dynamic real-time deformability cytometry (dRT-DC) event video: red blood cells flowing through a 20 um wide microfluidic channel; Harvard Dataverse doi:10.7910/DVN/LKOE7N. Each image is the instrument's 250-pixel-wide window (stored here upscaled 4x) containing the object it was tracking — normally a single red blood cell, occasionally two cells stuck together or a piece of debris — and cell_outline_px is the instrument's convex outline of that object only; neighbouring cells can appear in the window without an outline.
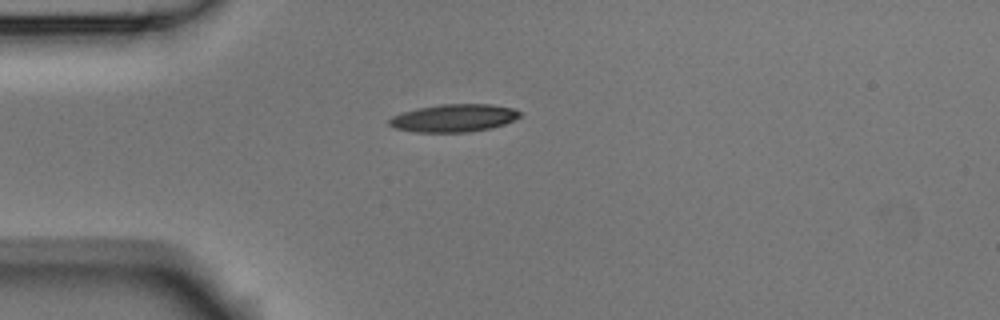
{"species": "Egyptian fruit bat (a non-hibernating species)", "species_latin": "Rousettus aegyptiacus", "temperature_condition": "room temperature", "stored_images_in_passage": 4, "camera_frame_rate_fps": 3000, "um_per_image_px": 0.085, "animal": {"sex": "male"}, "frame": {"image": 1, "passage_image": 1, "time_ms": 0.0, "image_size_px": [1000, 320], "cell_outline_px": [[520, 116], [504, 124], [492, 128], [468, 132], [416, 132], [396, 128], [388, 124], [388, 120], [392, 116], [404, 112], [420, 108], [440, 104], [492, 104], [512, 108], [520, 112]], "centroid_in_image_um": [38.58, 10.03], "position_along_channel_um": 46.4, "area_um2": 20.92}}
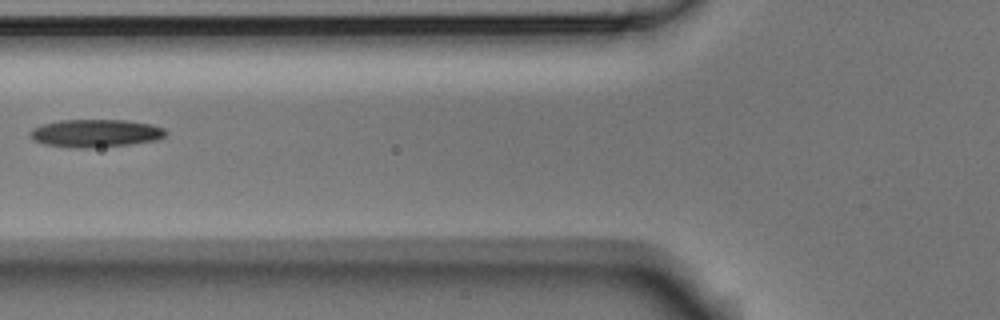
{"frame": {"image": 2, "passage_image": 3, "time_ms": 0.667, "image_size_px": [1000, 320], "cell_outline_px": [[168, 132], [164, 136], [156, 140], [128, 144], [92, 148], [76, 148], [44, 144], [36, 140], [28, 132], [32, 128], [40, 124], [60, 120], [124, 120], [148, 124], [164, 128]], "centroid_in_image_um": [8.09, 11.32], "position_along_channel_um": 117.7, "area_um2": 21.85}}
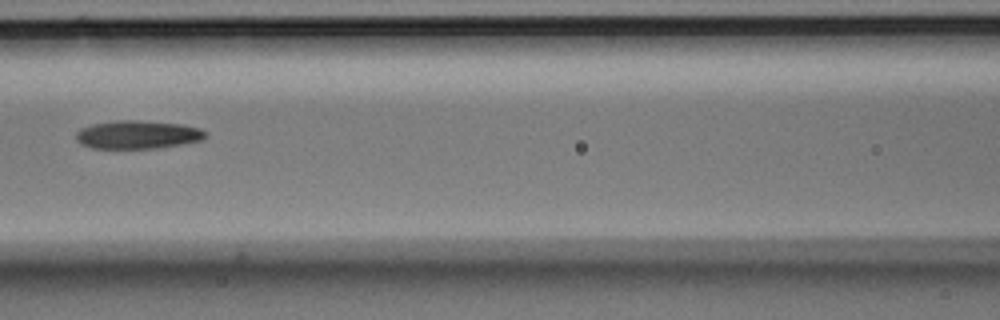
{"frame": {"image": 3, "passage_image": 4, "time_ms": 1.0, "image_size_px": [1000, 320], "cell_outline_px": [[208, 132], [200, 140], [180, 144], [156, 148], [92, 148], [80, 144], [76, 140], [76, 132], [80, 128], [92, 124], [116, 120], [136, 120], [184, 124], [200, 128]], "centroid_in_image_um": [11.66, 11.43], "position_along_channel_um": 154.9, "area_um2": 21.33}}